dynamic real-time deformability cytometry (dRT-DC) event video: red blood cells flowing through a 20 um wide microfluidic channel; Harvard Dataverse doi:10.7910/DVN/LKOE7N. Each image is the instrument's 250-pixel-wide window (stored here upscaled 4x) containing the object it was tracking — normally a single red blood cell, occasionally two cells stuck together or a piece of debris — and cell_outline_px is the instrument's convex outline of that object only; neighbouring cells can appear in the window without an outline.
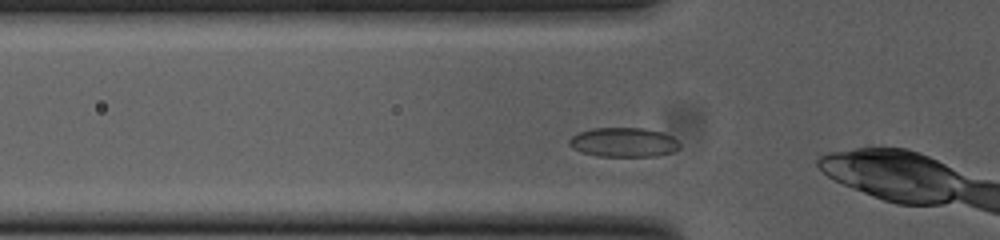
{"species": "common noctule bat (a hibernating species)", "species_latin": "Nyctalus noctula", "temperature_condition": "cold", "stored_images_in_passage": 5, "camera_frame_rate_fps": 3000, "um_per_image_px": 0.085, "animal": {"sex": "female", "body_mass_g": 23.0, "forearm_length_mm": 53.4}, "frame": {"image": 1, "passage_image": 3, "time_ms": 0.667, "image_size_px": [1000, 240], "cell_outline_px": [[680, 148], [672, 152], [656, 156], [596, 156], [580, 152], [572, 148], [568, 144], [568, 140], [572, 136], [580, 132], [592, 128], [644, 128], [660, 132], [672, 136], [680, 144]], "centroid_in_image_um": [52.98, 12.1], "position_along_channel_um": 72.8, "area_um2": 18.96}}